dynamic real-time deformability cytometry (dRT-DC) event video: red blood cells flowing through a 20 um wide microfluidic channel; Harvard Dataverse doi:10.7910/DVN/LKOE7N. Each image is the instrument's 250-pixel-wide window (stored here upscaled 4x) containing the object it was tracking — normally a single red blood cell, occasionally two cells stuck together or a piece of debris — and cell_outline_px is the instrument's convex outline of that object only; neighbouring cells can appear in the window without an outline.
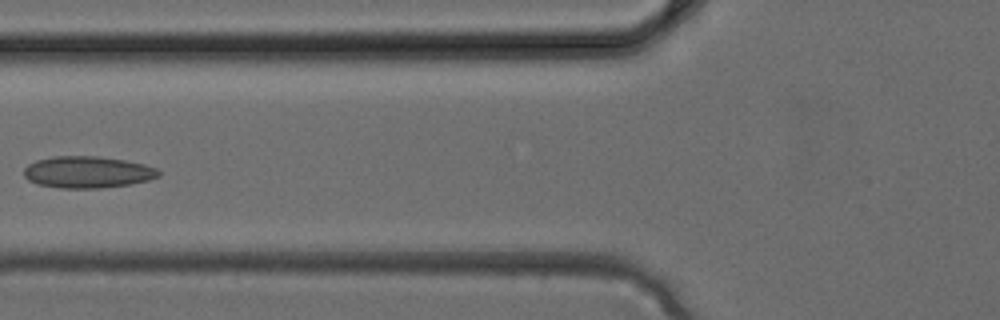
{"species": "common noctule bat (a hibernating species)", "species_latin": "Nyctalus noctula", "temperature_condition": "cold", "stored_images_in_passage": 4, "camera_frame_rate_fps": 3000, "um_per_image_px": 0.085, "animal": {"sex": "female", "body_mass_g": 24.6, "forearm_length_mm": 56.2}, "frame": {"image": 1, "passage_image": 4, "time_ms": 1.0, "image_size_px": [1000, 320], "cell_outline_px": [[160, 176], [148, 180], [128, 184], [100, 188], [60, 188], [36, 184], [28, 180], [24, 176], [24, 168], [28, 164], [36, 160], [52, 156], [96, 156], [124, 160], [144, 164], [156, 168], [160, 172]], "centroid_in_image_um": [7.41, 14.63], "position_along_channel_um": 118.4, "area_um2": 24.91}}